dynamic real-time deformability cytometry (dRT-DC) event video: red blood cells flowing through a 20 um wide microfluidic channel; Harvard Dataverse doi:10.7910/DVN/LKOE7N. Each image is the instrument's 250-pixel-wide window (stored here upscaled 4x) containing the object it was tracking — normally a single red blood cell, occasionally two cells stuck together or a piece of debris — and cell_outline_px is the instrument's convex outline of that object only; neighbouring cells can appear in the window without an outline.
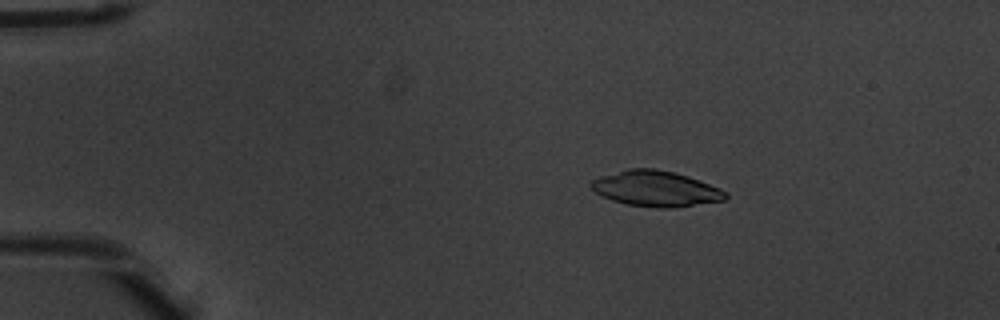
{"species": "common noctule bat (a hibernating species)", "species_latin": "Nyctalus noctula", "temperature_condition": "warm", "stored_images_in_passage": 6, "camera_frame_rate_fps": 3000, "um_per_image_px": 0.085, "animal": {"sex": "male", "body_mass_g": 20.1, "forearm_length_mm": 53.5}, "frame": {"image": 1, "passage_image": 3, "time_ms": 0.667, "image_size_px": [1000, 320], "cell_outline_px": [[728, 196], [724, 200], [672, 208], [656, 208], [628, 204], [612, 200], [596, 192], [588, 184], [592, 180], [600, 176], [628, 168], [656, 168], [676, 172], [688, 176], [720, 188], [728, 192]], "centroid_in_image_um": [55.75, 16.02], "position_along_channel_um": 29.2, "area_um2": 27.92}}